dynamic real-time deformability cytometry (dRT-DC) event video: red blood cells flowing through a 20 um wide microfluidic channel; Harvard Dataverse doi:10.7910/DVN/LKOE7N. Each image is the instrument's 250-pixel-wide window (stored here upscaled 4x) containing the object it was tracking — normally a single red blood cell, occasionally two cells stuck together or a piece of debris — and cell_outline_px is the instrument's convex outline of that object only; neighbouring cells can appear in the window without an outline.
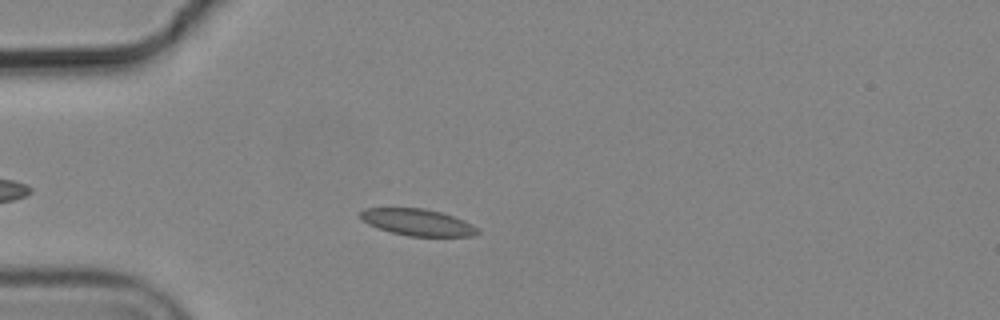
{"species": "common noctule bat (a hibernating species)", "species_latin": "Nyctalus noctula", "temperature_condition": "cold", "stored_images_in_passage": 2, "camera_frame_rate_fps": 3000, "um_per_image_px": 0.085, "animal": {"sex": "male", "body_mass_g": 19.2, "forearm_length_mm": 51.8}, "frame": {"image": 1, "passage_image": 2, "time_ms": 0.333, "image_size_px": [1000, 320], "cell_outline_px": [[480, 232], [472, 236], [408, 236], [392, 232], [368, 224], [360, 216], [360, 212], [364, 208], [424, 208], [440, 212], [464, 220], [472, 224]], "centroid_in_image_um": [35.5, 18.89], "position_along_channel_um": 49.5, "area_um2": 17.98}}